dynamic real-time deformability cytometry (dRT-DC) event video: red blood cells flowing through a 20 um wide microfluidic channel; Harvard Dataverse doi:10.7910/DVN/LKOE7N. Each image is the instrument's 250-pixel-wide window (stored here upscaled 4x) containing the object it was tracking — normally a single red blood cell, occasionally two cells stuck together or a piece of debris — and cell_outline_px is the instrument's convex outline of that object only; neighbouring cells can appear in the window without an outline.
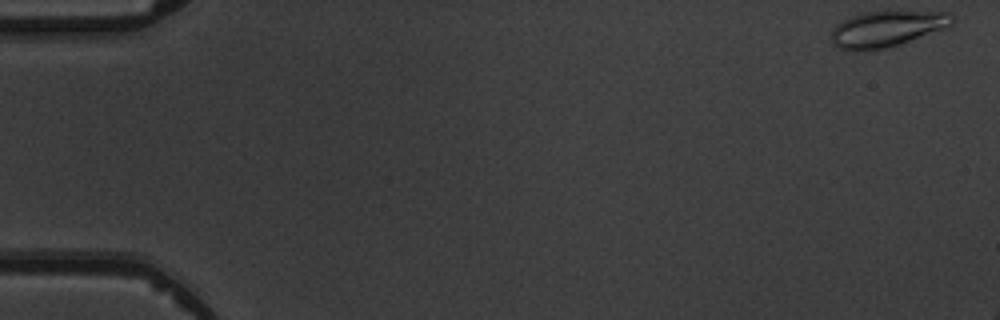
{"species": "common noctule bat (a hibernating species)", "species_latin": "Nyctalus noctula", "temperature_condition": "warm", "stored_images_in_passage": 4, "camera_frame_rate_fps": 3000, "um_per_image_px": 0.085, "animal": {"sex": "male", "body_mass_g": 19.5, "forearm_length_mm": 54.6}, "frame": {"image": 1, "passage_image": 1, "time_ms": 0.0, "image_size_px": [1000, 320], "cell_outline_px": [[952, 24], [948, 28], [884, 48], [864, 52], [852, 52], [840, 48], [832, 44], [828, 36], [832, 28], [836, 24], [852, 16], [864, 12], [948, 12], [952, 16]], "centroid_in_image_um": [75.29, 2.48], "position_along_channel_um": 9.7, "area_um2": 25.32}}